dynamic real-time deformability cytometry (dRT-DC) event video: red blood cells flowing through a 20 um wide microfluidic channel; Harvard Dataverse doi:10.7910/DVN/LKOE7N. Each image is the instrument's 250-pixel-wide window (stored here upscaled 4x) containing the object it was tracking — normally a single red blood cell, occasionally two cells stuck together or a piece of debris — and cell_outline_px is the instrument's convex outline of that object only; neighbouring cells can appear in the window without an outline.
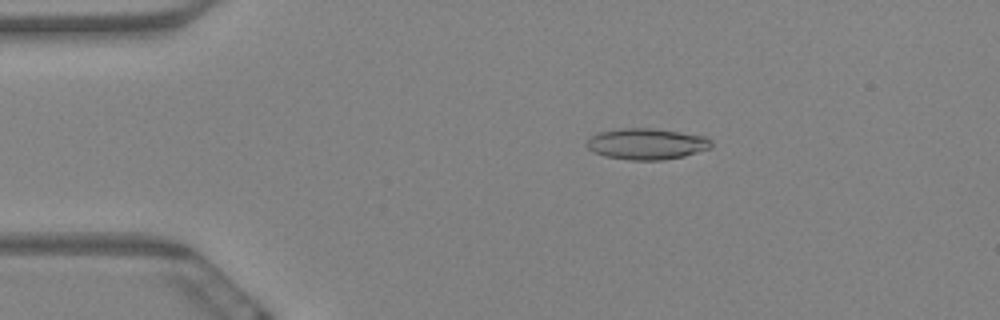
{"species": "Egyptian fruit bat (a non-hibernating species)", "species_latin": "Rousettus aegyptiacus", "temperature_condition": "warm", "stored_images_in_passage": 5, "camera_frame_rate_fps": 3000, "um_per_image_px": 0.085, "animal": {"sex": "female"}, "frame": {"image": 1, "passage_image": 4, "time_ms": 1.0, "image_size_px": [1000, 320], "cell_outline_px": [[712, 148], [684, 156], [664, 160], [632, 160], [604, 156], [592, 152], [584, 144], [588, 136], [600, 132], [624, 128], [652, 128], [680, 132], [704, 136], [712, 140]], "centroid_in_image_um": [54.94, 12.23], "position_along_channel_um": 30.1, "area_um2": 22.83}}